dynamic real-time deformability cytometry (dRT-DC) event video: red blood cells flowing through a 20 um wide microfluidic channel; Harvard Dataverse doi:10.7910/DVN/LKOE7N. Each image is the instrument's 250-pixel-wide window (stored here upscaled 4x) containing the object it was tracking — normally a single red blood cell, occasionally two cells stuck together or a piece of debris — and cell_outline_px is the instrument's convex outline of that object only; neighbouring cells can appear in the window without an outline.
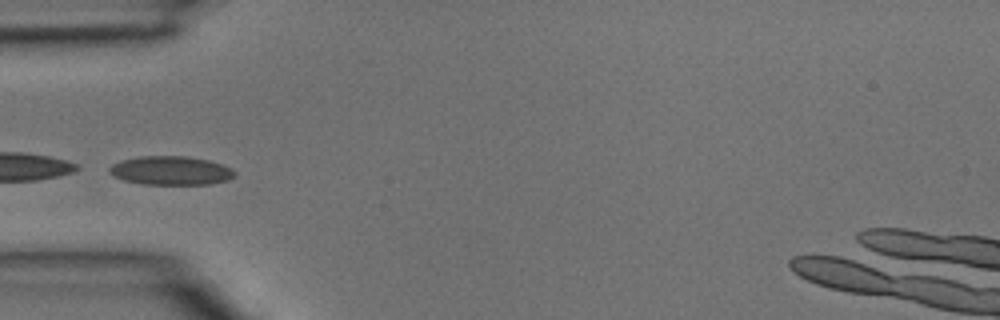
{"species": "common noctule bat (a hibernating species)", "species_latin": "Nyctalus noctula", "temperature_condition": "room temperature", "stored_images_in_passage": 3, "camera_frame_rate_fps": 3000, "um_per_image_px": 0.085, "animal": {"sex": "male", "body_mass_g": 15.6}, "frame": {"image": 1, "passage_image": 3, "time_ms": 0.667, "image_size_px": [1000, 320], "cell_outline_px": [[236, 176], [228, 180], [212, 184], [144, 184], [124, 180], [112, 176], [108, 172], [108, 168], [112, 164], [120, 160], [136, 156], [188, 156], [208, 160], [232, 168], [236, 172]], "centroid_in_image_um": [14.5, 14.49], "position_along_channel_um": 70.5, "area_um2": 21.27}}